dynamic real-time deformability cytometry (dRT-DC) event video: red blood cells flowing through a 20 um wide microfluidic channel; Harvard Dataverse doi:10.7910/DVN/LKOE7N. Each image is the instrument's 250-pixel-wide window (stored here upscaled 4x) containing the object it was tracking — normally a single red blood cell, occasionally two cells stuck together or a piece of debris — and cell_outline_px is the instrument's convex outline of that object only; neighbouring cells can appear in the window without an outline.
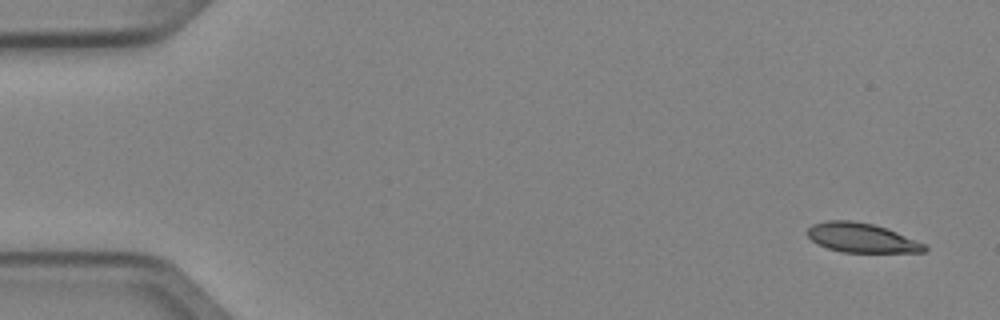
{"species": "Egyptian fruit bat (a non-hibernating species)", "species_latin": "Rousettus aegyptiacus", "temperature_condition": "cold", "stored_images_in_passage": 5, "camera_frame_rate_fps": 3000, "um_per_image_px": 0.085, "animal": {"sex": "female"}, "frame": {"image": 1, "passage_image": 1, "time_ms": 0.0, "image_size_px": [1000, 320], "cell_outline_px": [[928, 248], [924, 252], [840, 252], [816, 244], [804, 232], [812, 224], [828, 220], [852, 220], [872, 224], [896, 232], [924, 244]], "centroid_in_image_um": [73.16, 20.21], "position_along_channel_um": 11.8, "area_um2": 19.94}}
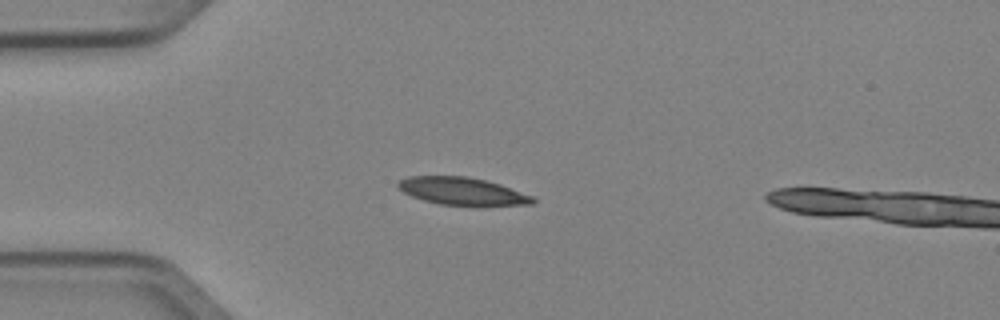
{"frame": {"image": 2, "passage_image": 4, "time_ms": 1.0, "image_size_px": [1000, 320], "cell_outline_px": [[536, 200], [532, 204], [440, 204], [424, 200], [412, 196], [404, 192], [396, 184], [400, 180], [408, 176], [468, 176], [500, 184], [532, 196]], "centroid_in_image_um": [39.24, 16.22], "position_along_channel_um": 45.8, "area_um2": 20.92}}